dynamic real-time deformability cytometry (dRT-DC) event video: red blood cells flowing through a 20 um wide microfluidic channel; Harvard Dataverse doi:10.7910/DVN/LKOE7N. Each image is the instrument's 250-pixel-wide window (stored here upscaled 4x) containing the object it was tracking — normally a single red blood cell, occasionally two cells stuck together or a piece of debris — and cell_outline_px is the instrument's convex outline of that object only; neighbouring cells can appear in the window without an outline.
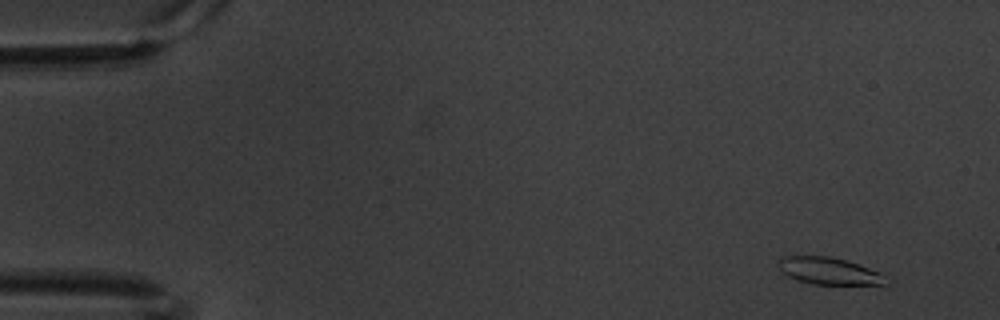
{"species": "common noctule bat (a hibernating species)", "species_latin": "Nyctalus noctula", "temperature_condition": "warm", "stored_images_in_passage": 22, "camera_frame_rate_fps": 3000, "um_per_image_px": 0.085, "animal": {"sex": "male", "body_mass_g": 20.1, "forearm_length_mm": 53.5}, "frame": {"image": 1, "passage_image": 4, "time_ms": 1.0, "image_size_px": [1000, 320], "cell_outline_px": [[888, 284], [812, 284], [796, 280], [788, 276], [780, 268], [780, 256], [832, 256], [860, 264], [880, 272]], "centroid_in_image_um": [70.46, 23.02], "position_along_channel_um": 14.5, "area_um2": 16.76}}
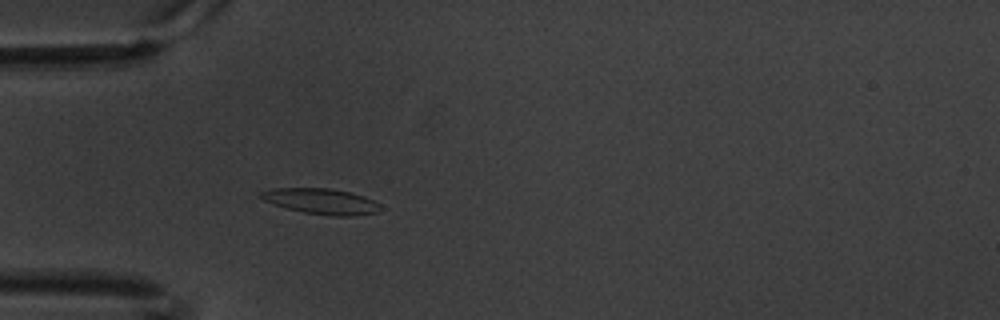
{"frame": {"image": 2, "passage_image": 18, "time_ms": 5.667, "image_size_px": [1000, 320], "cell_outline_px": [[384, 208], [376, 212], [348, 216], [336, 216], [304, 212], [288, 208], [264, 200], [256, 196], [260, 192], [272, 188], [328, 188], [348, 192], [364, 196], [380, 204]], "centroid_in_image_um": [27.3, 17.1], "position_along_channel_um": 57.7, "area_um2": 17.63}}